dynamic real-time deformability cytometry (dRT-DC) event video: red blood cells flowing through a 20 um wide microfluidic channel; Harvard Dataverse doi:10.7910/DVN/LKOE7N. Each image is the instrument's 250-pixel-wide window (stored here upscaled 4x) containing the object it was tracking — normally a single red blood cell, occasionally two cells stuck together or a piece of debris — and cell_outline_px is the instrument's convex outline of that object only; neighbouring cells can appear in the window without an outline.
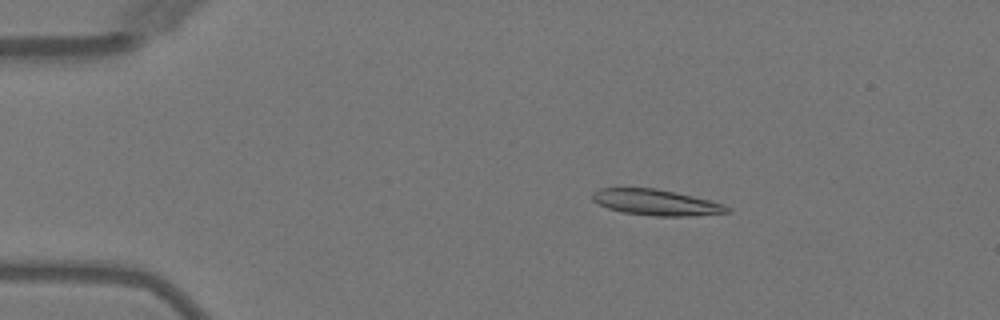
{"species": "Egyptian fruit bat (a non-hibernating species)", "species_latin": "Rousettus aegyptiacus", "temperature_condition": "warm", "stored_images_in_passage": 6, "camera_frame_rate_fps": 3000, "um_per_image_px": 0.085, "animal": {"sex": "female"}, "frame": {"image": 1, "passage_image": 3, "time_ms": 2.333, "image_size_px": [1000, 320], "cell_outline_px": [[732, 212], [688, 216], [656, 216], [624, 212], [608, 208], [592, 200], [592, 192], [600, 188], [656, 188], [692, 196], [724, 204], [732, 208]], "centroid_in_image_um": [55.79, 17.2], "position_along_channel_um": 29.2, "area_um2": 20.17}}
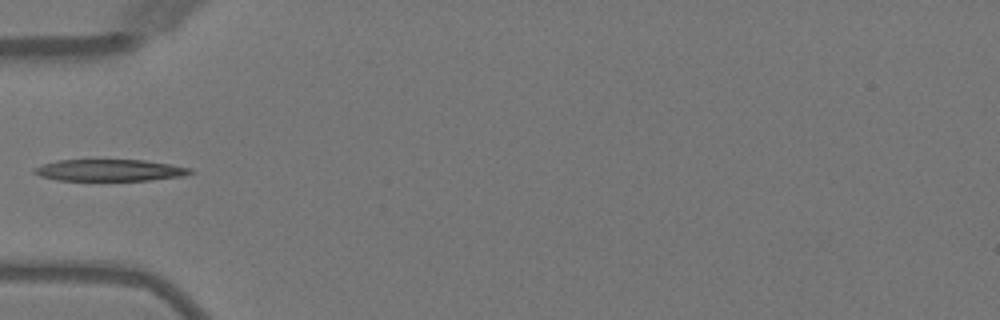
{"frame": {"image": 2, "passage_image": 5, "time_ms": 5.0, "image_size_px": [1000, 320], "cell_outline_px": [[196, 172], [184, 176], [148, 180], [56, 180], [40, 176], [32, 172], [32, 168], [56, 160], [144, 160], [172, 164], [192, 168]], "centroid_in_image_um": [9.35, 14.47], "position_along_channel_um": 75.6, "area_um2": 19.83}}
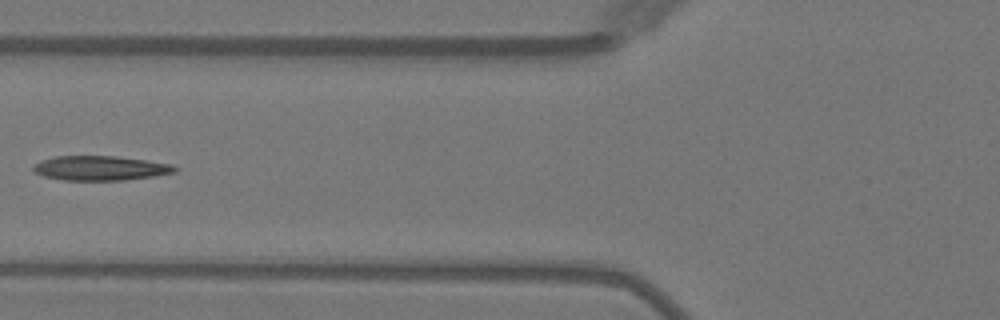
{"frame": {"image": 3, "passage_image": 6, "time_ms": 6.0, "image_size_px": [1000, 320], "cell_outline_px": [[180, 168], [176, 172], [152, 176], [124, 180], [64, 180], [44, 176], [32, 172], [32, 164], [40, 160], [56, 156], [116, 156], [172, 164]], "centroid_in_image_um": [8.49, 14.29], "position_along_channel_um": 117.3, "area_um2": 20.35}}